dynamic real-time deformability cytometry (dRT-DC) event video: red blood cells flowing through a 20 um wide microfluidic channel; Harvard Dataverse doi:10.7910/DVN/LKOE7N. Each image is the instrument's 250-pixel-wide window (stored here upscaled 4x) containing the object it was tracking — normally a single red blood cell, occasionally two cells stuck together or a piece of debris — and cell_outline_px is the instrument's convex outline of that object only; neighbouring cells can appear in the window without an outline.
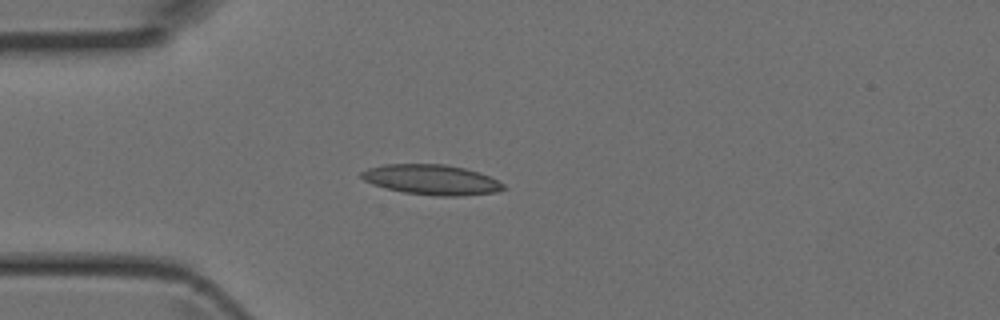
{"species": "Egyptian fruit bat (a non-hibernating species)", "species_latin": "Rousettus aegyptiacus", "temperature_condition": "room temperature", "stored_images_in_passage": 2, "camera_frame_rate_fps": 3000, "um_per_image_px": 0.085, "animal": {"sex": "female"}, "frame": {"image": 1, "passage_image": 2, "time_ms": 0.333, "image_size_px": [1000, 320], "cell_outline_px": [[504, 188], [496, 192], [460, 196], [436, 196], [404, 192], [372, 184], [364, 180], [360, 176], [360, 172], [368, 168], [384, 164], [444, 164], [464, 168], [488, 176], [504, 184]], "centroid_in_image_um": [36.65, 15.27], "position_along_channel_um": 48.4, "area_um2": 24.68}}